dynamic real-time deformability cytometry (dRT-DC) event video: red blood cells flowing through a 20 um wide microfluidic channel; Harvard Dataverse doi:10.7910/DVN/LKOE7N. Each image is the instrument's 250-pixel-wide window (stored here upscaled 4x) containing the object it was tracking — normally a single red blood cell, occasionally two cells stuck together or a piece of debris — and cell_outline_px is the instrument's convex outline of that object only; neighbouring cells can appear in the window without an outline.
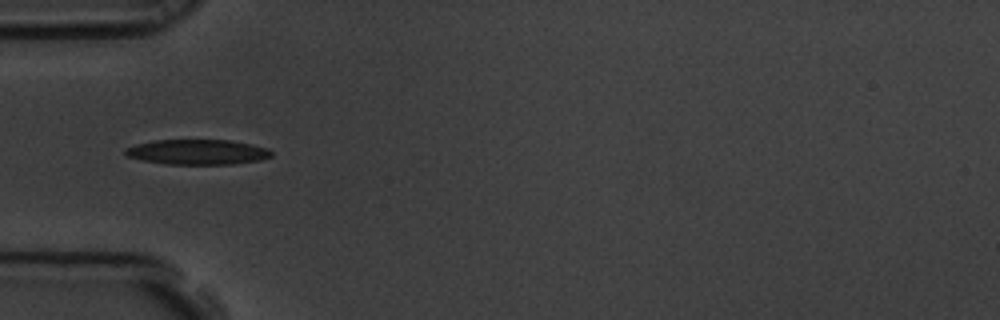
{"species": "common noctule bat (a hibernating species)", "species_latin": "Nyctalus noctula", "temperature_condition": "room temperature", "stored_images_in_passage": 8, "camera_frame_rate_fps": 3000, "um_per_image_px": 0.085, "animal": {"sex": "male", "body_mass_g": 19.5, "forearm_length_mm": 54.6}, "frame": {"image": 1, "passage_image": 6, "time_ms": 1.667, "image_size_px": [1000, 320], "cell_outline_px": [[272, 156], [260, 160], [232, 164], [164, 164], [144, 160], [128, 156], [124, 152], [124, 148], [136, 144], [156, 140], [228, 140], [252, 144], [268, 148], [272, 152]], "centroid_in_image_um": [16.8, 12.92], "position_along_channel_um": 68.2, "area_um2": 21.33}}
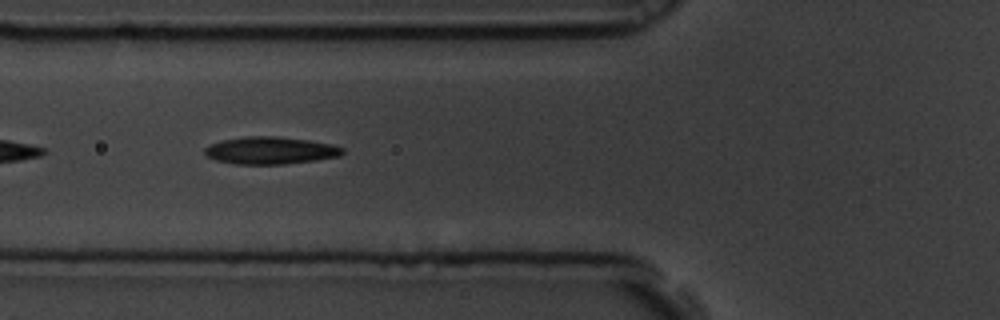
{"frame": {"image": 2, "passage_image": 7, "time_ms": 2.0, "image_size_px": [1000, 320], "cell_outline_px": [[344, 152], [340, 156], [316, 160], [284, 164], [236, 164], [216, 160], [208, 156], [204, 152], [204, 148], [208, 144], [224, 140], [244, 136], [276, 136], [308, 140], [332, 144], [344, 148]], "centroid_in_image_um": [22.99, 12.78], "position_along_channel_um": 102.8, "area_um2": 21.96}}
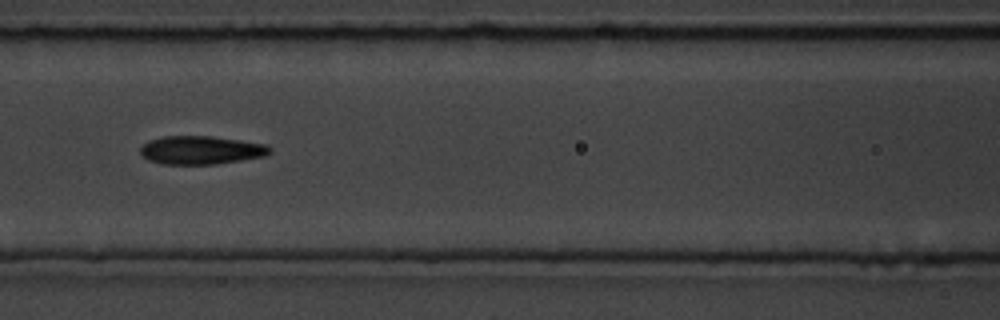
{"frame": {"image": 3, "passage_image": 8, "time_ms": 2.333, "image_size_px": [1000, 320], "cell_outline_px": [[272, 152], [264, 156], [216, 164], [160, 164], [148, 160], [140, 152], [140, 148], [148, 140], [164, 136], [212, 136], [268, 144], [272, 148]], "centroid_in_image_um": [17.1, 12.75], "position_along_channel_um": 149.5, "area_um2": 21.5}}